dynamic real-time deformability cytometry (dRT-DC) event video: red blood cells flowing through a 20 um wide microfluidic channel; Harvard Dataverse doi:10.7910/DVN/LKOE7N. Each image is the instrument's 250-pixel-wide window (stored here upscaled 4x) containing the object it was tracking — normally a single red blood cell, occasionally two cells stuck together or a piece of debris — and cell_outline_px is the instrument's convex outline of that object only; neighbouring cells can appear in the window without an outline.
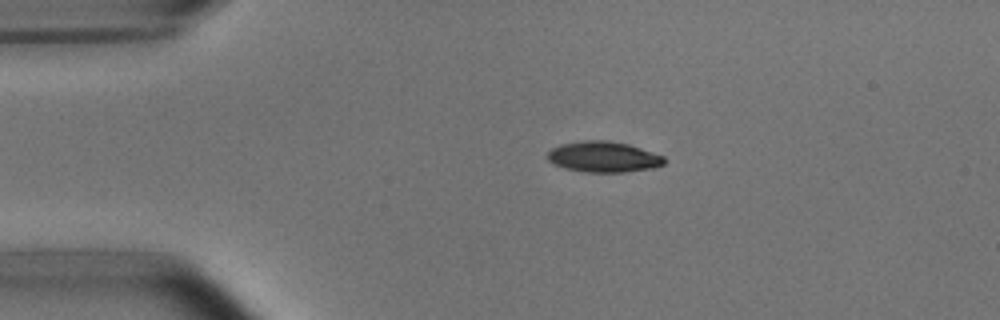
{"species": "common noctule bat (a hibernating species)", "species_latin": "Nyctalus noctula", "temperature_condition": "room temperature", "stored_images_in_passage": 2, "camera_frame_rate_fps": 3000, "um_per_image_px": 0.085, "animal": {"sex": "male", "body_mass_g": 15.6}, "frame": {"image": 1, "passage_image": 1, "time_ms": 0.0, "image_size_px": [1000, 320], "cell_outline_px": [[664, 164], [656, 168], [624, 172], [584, 172], [564, 168], [552, 164], [548, 160], [548, 152], [552, 148], [560, 144], [584, 140], [608, 140], [628, 144], [664, 156]], "centroid_in_image_um": [51.28, 13.34], "position_along_channel_um": 33.7, "area_um2": 21.04}}